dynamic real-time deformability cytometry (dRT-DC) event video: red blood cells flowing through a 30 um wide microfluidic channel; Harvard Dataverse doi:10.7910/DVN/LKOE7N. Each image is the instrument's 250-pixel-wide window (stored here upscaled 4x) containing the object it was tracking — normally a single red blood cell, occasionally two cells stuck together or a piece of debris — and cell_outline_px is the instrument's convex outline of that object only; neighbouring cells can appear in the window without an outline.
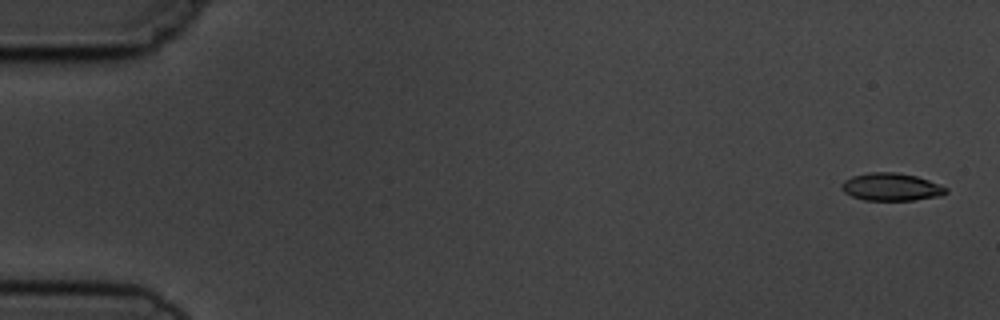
{"species": "common noctule bat (a hibernating species)", "species_latin": "Nyctalus noctula", "temperature_condition": "cold", "stored_images_in_passage": 5, "camera_frame_rate_fps": 3000, "um_per_image_px": 0.085, "animal": {"sex": "male", "body_mass_g": 19.5, "forearm_length_mm": 54.6}, "frame": {"image": 1, "passage_image": 1, "time_ms": 0.0, "image_size_px": [1000, 320], "cell_outline_px": [[948, 192], [940, 196], [912, 200], [864, 200], [852, 196], [844, 192], [840, 188], [840, 184], [844, 180], [852, 176], [868, 172], [896, 172], [916, 176], [928, 180], [948, 188]], "centroid_in_image_um": [75.73, 15.88], "position_along_channel_um": 9.3, "area_um2": 16.88}}
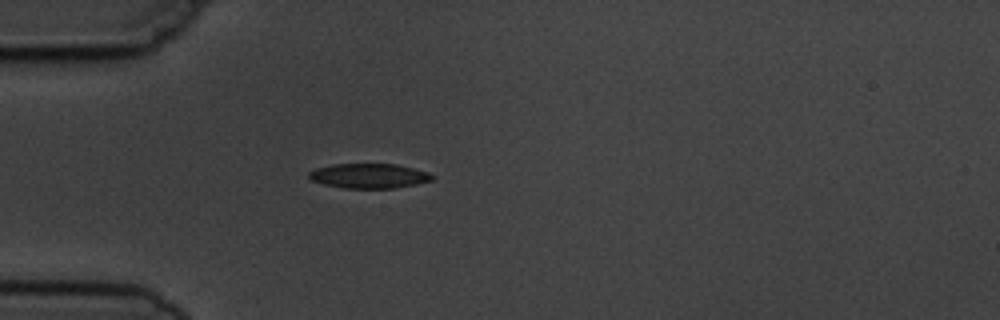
{"frame": {"image": 2, "passage_image": 5, "time_ms": 4.667, "image_size_px": [1000, 320], "cell_outline_px": [[436, 176], [432, 180], [416, 184], [392, 188], [344, 188], [324, 184], [312, 180], [308, 176], [308, 172], [316, 168], [332, 164], [396, 164], [428, 172]], "centroid_in_image_um": [31.37, 14.94], "position_along_channel_um": 53.6, "area_um2": 17.69}}